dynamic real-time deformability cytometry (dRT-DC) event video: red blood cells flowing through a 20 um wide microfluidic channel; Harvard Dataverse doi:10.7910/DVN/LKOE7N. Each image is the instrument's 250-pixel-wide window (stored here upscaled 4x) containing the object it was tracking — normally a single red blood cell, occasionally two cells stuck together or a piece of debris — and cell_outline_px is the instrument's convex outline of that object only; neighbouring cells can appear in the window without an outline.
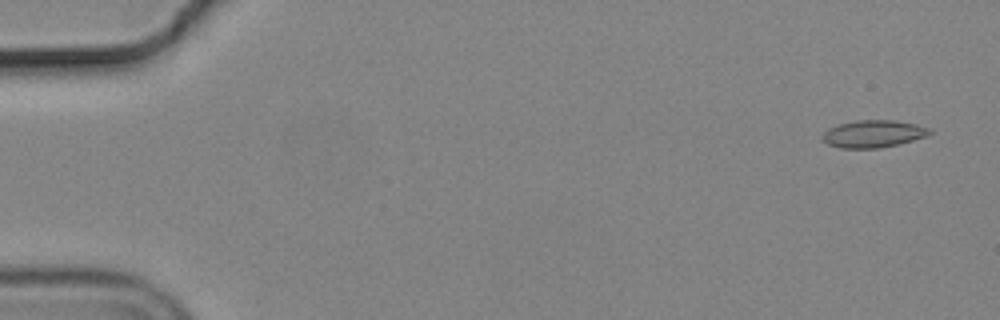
{"species": "common noctule bat (a hibernating species)", "species_latin": "Nyctalus noctula", "temperature_condition": "cold", "stored_images_in_passage": 18, "camera_frame_rate_fps": 3000, "um_per_image_px": 0.085, "animal": {"sex": "male", "body_mass_g": 19.2, "forearm_length_mm": 51.8}, "frame": {"image": 1, "passage_image": 3, "time_ms": 0.667, "image_size_px": [1000, 320], "cell_outline_px": [[932, 132], [924, 136], [912, 140], [880, 148], [840, 148], [828, 144], [824, 140], [824, 132], [828, 128], [840, 124], [856, 120], [896, 120], [916, 124], [932, 128]], "centroid_in_image_um": [74.25, 11.36], "position_along_channel_um": 10.8, "area_um2": 16.88}}
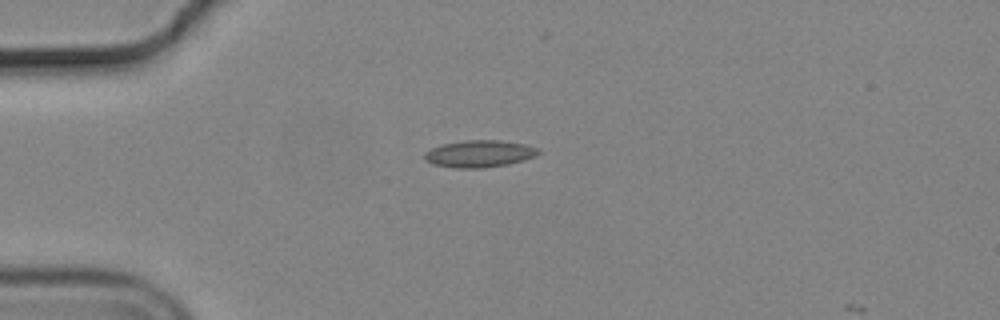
{"frame": {"image": 2, "passage_image": 15, "time_ms": 4.667, "image_size_px": [1000, 320], "cell_outline_px": [[540, 152], [536, 156], [524, 160], [508, 164], [480, 168], [452, 168], [432, 164], [424, 160], [424, 152], [440, 144], [464, 140], [500, 140], [524, 144], [540, 148]], "centroid_in_image_um": [40.73, 13.06], "position_along_channel_um": 44.3, "area_um2": 18.15}}